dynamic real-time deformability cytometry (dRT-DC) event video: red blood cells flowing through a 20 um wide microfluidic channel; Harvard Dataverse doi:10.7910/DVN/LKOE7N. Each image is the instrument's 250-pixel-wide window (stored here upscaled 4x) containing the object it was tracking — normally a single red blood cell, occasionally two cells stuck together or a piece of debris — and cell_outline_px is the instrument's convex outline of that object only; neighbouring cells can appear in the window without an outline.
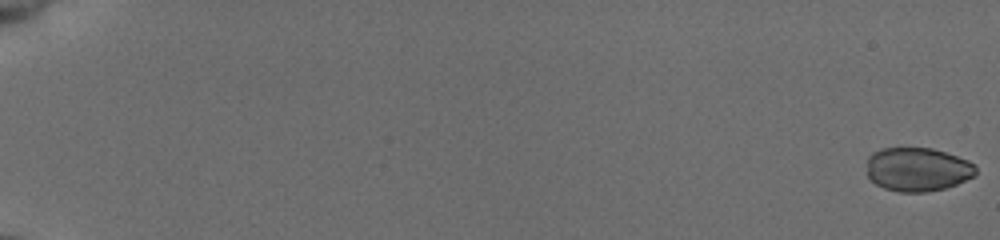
{"species": "common noctule bat (a hibernating species)", "species_latin": "Nyctalus noctula", "temperature_condition": "cold", "stored_images_in_passage": 55, "camera_frame_rate_fps": 3000, "um_per_image_px": 0.085, "animal": {"sex": "female", "body_mass_g": 19.5, "forearm_length_mm": 54.1}, "frame": {"image": 1, "passage_image": 1, "time_ms": 0.0, "image_size_px": [1000, 240], "cell_outline_px": [[976, 176], [956, 184], [944, 188], [924, 192], [900, 192], [884, 188], [876, 184], [868, 176], [868, 156], [872, 152], [884, 148], [932, 148], [968, 160], [976, 168]], "centroid_in_image_um": [77.99, 14.4], "position_along_channel_um": 7.0, "area_um2": 27.69}}
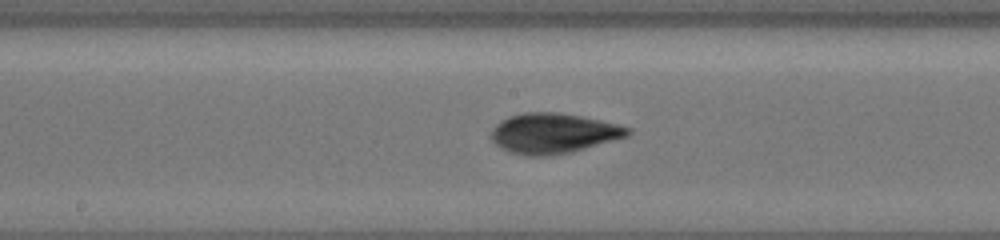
{"frame": {"image": 2, "passage_image": 32, "time_ms": 10.333, "image_size_px": [1000, 240], "cell_outline_px": [[632, 132], [628, 136], [572, 152], [552, 156], [524, 156], [508, 152], [500, 148], [488, 136], [492, 128], [500, 120], [508, 116], [524, 112], [560, 112], [600, 120], [632, 128]], "centroid_in_image_um": [46.99, 11.34], "position_along_channel_um": 201.2, "area_um2": 32.43}}
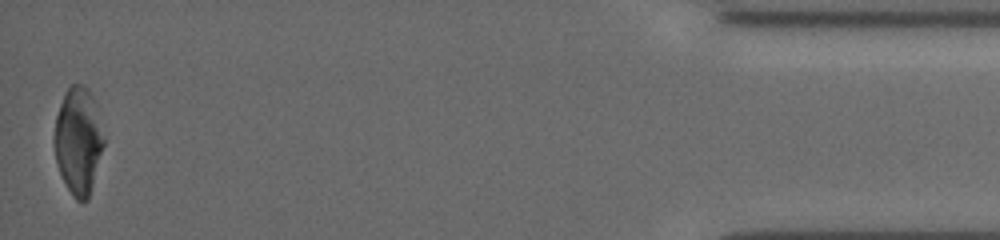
{"frame": {"image": 3, "passage_image": 55, "time_ms": 18.0, "image_size_px": [1000, 240], "cell_outline_px": [[104, 144], [88, 200], [76, 200], [72, 196], [60, 176], [56, 164], [52, 144], [52, 140], [56, 116], [60, 104], [68, 88], [72, 84], [84, 84], [88, 88], [92, 96], [104, 140]], "centroid_in_image_um": [6.6, 12.0], "position_along_channel_um": 428.6, "area_um2": 30.87}}